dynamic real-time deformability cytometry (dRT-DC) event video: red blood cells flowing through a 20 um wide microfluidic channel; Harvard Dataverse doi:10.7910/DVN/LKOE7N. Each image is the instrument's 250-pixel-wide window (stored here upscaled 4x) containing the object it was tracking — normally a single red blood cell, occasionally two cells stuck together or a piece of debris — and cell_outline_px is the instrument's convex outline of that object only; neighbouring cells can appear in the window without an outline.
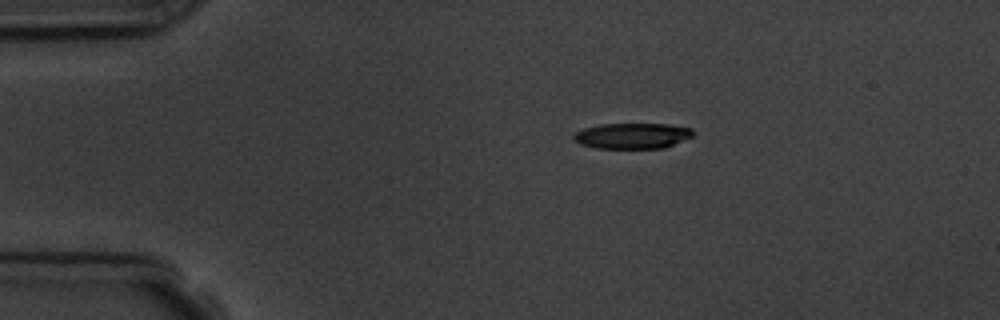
{"species": "common noctule bat (a hibernating species)", "species_latin": "Nyctalus noctula", "temperature_condition": "room temperature", "stored_images_in_passage": 3, "camera_frame_rate_fps": 3000, "um_per_image_px": 0.085, "animal": {"sex": "male", "body_mass_g": 19.5, "forearm_length_mm": 54.6}, "frame": {"image": 1, "passage_image": 1, "time_ms": 0.0, "image_size_px": [1000, 320], "cell_outline_px": [[692, 136], [664, 148], [596, 148], [580, 144], [572, 140], [572, 136], [576, 132], [584, 128], [600, 124], [668, 124], [692, 128]], "centroid_in_image_um": [53.7, 11.54], "position_along_channel_um": 31.3, "area_um2": 17.8}}